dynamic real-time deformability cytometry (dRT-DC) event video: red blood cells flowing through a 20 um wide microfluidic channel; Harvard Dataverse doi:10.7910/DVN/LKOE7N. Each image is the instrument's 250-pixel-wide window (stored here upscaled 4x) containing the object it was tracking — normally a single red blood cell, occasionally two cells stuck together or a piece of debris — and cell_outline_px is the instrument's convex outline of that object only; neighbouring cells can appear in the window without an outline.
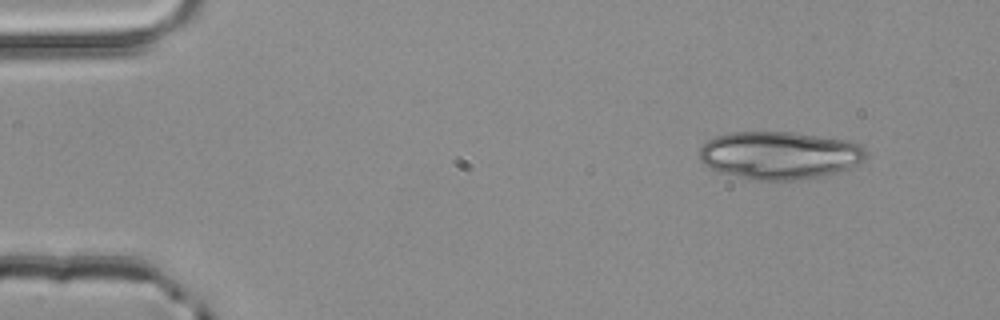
{"species": "common noctule bat (a hibernating species)", "species_latin": "Nyctalus noctula", "temperature_condition": "room temperature", "stored_images_in_passage": 2, "camera_frame_rate_fps": 3000, "um_per_image_px": 0.085, "animal": {"sex": "male", "body_mass_g": 20.4}, "frame": {"image": 1, "passage_image": 1, "time_ms": 0.0, "image_size_px": [1000, 320], "cell_outline_px": [[868, 156], [864, 160], [848, 168], [836, 172], [808, 180], [752, 180], [716, 172], [708, 168], [700, 160], [700, 148], [708, 140], [716, 136], [732, 132], [792, 132], [848, 140], [864, 148], [868, 152]], "centroid_in_image_um": [66.24, 13.21], "position_along_channel_um": 18.8, "area_um2": 46.76}}